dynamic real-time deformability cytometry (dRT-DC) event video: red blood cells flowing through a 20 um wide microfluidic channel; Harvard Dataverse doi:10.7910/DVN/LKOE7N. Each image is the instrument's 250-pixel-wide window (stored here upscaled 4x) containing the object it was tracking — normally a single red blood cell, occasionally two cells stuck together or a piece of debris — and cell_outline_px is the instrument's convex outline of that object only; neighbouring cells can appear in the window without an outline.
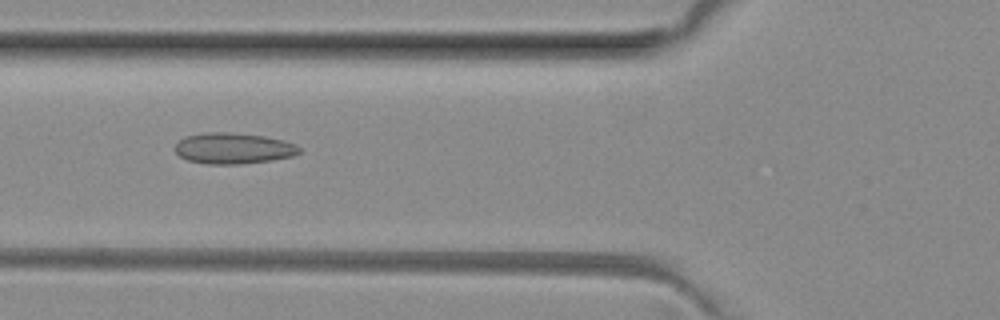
{"species": "common noctule bat (a hibernating species)", "species_latin": "Nyctalus noctula", "temperature_condition": "room temperature", "stored_images_in_passage": 40, "camera_frame_rate_fps": 3000, "um_per_image_px": 0.085, "animal": {"sex": "female", "body_mass_g": 29.2, "forearm_length_mm": 56.3}, "frame": {"image": 1, "passage_image": 8, "time_ms": 2.333, "image_size_px": [1000, 320], "cell_outline_px": [[300, 152], [292, 156], [272, 160], [240, 164], [208, 164], [188, 160], [180, 156], [176, 152], [176, 144], [184, 136], [204, 132], [228, 132], [264, 136], [284, 140], [296, 144], [300, 148]], "centroid_in_image_um": [19.84, 12.6], "position_along_channel_um": 106.0, "area_um2": 22.43}}
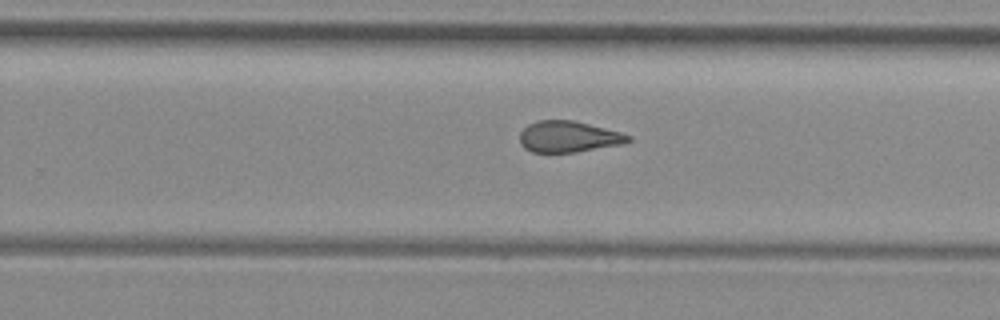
{"frame": {"image": 2, "passage_image": 21, "time_ms": 6.667, "image_size_px": [1000, 320], "cell_outline_px": [[632, 140], [624, 144], [576, 152], [532, 152], [524, 148], [520, 144], [520, 132], [528, 124], [536, 120], [572, 120], [620, 132], [632, 136]], "centroid_in_image_um": [48.32, 11.62], "position_along_channel_um": 281.5, "area_um2": 19.77}}
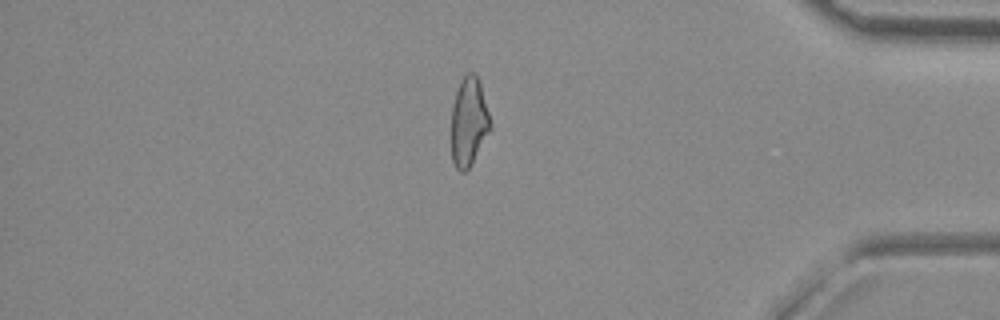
{"frame": {"image": 3, "passage_image": 32, "time_ms": 10.333, "image_size_px": [1000, 320], "cell_outline_px": [[492, 128], [468, 168], [464, 172], [460, 172], [456, 168], [452, 160], [452, 108], [456, 92], [460, 80], [468, 72], [472, 72], [476, 76], [480, 84], [492, 124]], "centroid_in_image_um": [39.85, 10.35], "position_along_channel_um": 395.3, "area_um2": 19.88}, "authors_computed_cell_mechanics": {"area_um2": 20.8947, "velocity_mm_per_s": 4.0568, "shape_relaxation_time_tau1_ms": null, "shape_relaxation_time_tau2_ms": 1.6359, "deformation_change_tau1": null, "deformation_change_tau2": 0.0994}}